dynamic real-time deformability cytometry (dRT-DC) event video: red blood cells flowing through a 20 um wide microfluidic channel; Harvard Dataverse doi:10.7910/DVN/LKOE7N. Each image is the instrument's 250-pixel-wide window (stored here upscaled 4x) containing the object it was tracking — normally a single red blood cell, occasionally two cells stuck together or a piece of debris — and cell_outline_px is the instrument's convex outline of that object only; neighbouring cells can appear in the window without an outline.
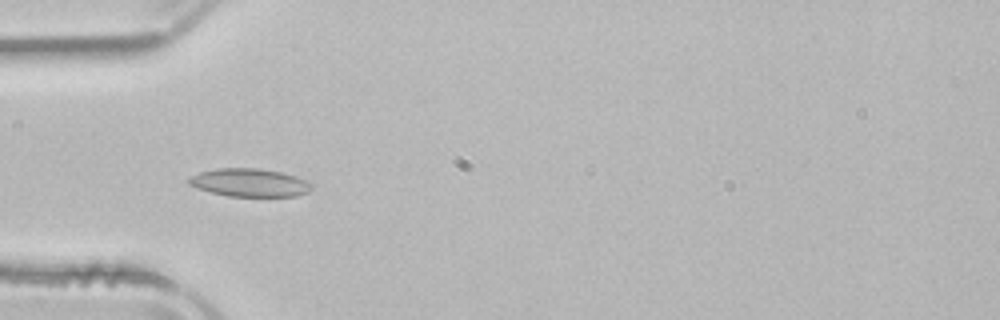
{"species": "common noctule bat (a hibernating species)", "species_latin": "Nyctalus noctula", "temperature_condition": "room temperature", "stored_images_in_passage": 23, "camera_frame_rate_fps": 3000, "um_per_image_px": 0.085, "animal": {"sex": "male", "body_mass_g": 21.5, "forearm_length_mm": 52.0}, "frame": {"image": 1, "passage_image": 4, "time_ms": 1.0, "image_size_px": [1000, 320], "cell_outline_px": [[312, 188], [308, 192], [296, 196], [228, 196], [196, 188], [188, 184], [188, 176], [200, 172], [216, 168], [260, 168], [280, 172], [296, 176], [312, 184]], "centroid_in_image_um": [21.18, 15.52], "position_along_channel_um": 63.8, "area_um2": 20.11}}
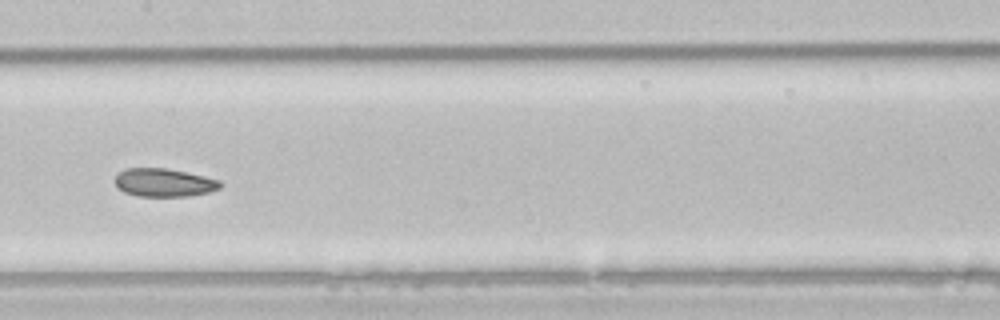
{"frame": {"image": 2, "passage_image": 14, "time_ms": 4.333, "image_size_px": [1000, 320], "cell_outline_px": [[220, 188], [208, 192], [188, 196], [136, 196], [124, 192], [116, 188], [116, 176], [124, 168], [164, 168], [204, 176], [220, 180]], "centroid_in_image_um": [13.9, 15.52], "position_along_channel_um": 193.5, "area_um2": 17.17}}
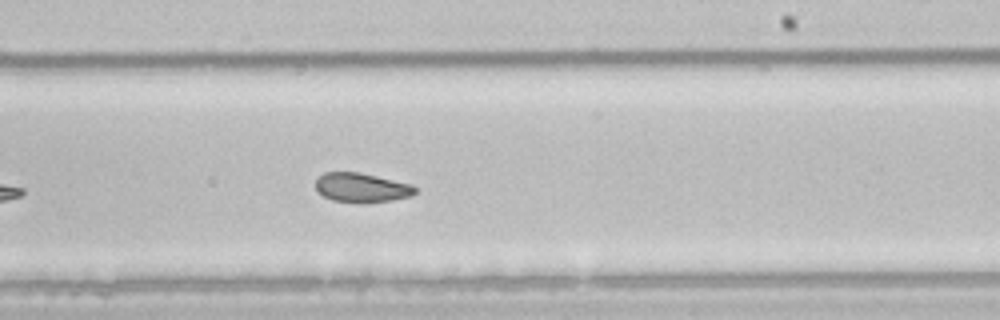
{"frame": {"image": 3, "passage_image": 19, "time_ms": 6.0, "image_size_px": [1000, 320], "cell_outline_px": [[416, 192], [408, 196], [392, 200], [332, 200], [316, 192], [316, 180], [324, 172], [360, 172], [412, 184], [416, 188]], "centroid_in_image_um": [30.71, 15.89], "position_along_channel_um": 258.3, "area_um2": 16.3}}